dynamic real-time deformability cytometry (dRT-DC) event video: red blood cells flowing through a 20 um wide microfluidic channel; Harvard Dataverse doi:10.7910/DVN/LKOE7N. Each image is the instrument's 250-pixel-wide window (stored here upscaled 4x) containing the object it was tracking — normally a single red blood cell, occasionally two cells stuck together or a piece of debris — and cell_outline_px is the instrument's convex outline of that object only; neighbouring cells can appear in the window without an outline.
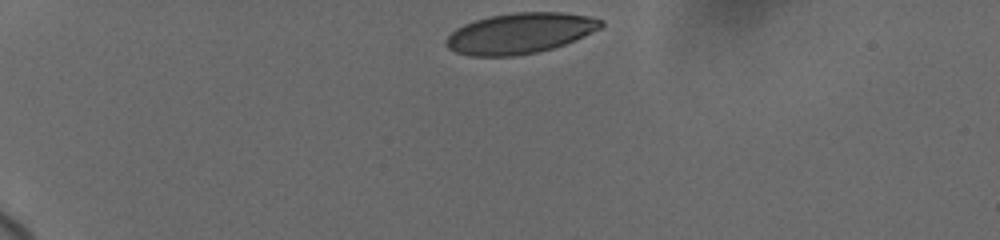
{"species": "human", "species_latin": "Homo sapiens", "temperature_condition": "cold", "stored_images_in_passage": 9, "camera_frame_rate_fps": 3000, "um_per_image_px": 0.085, "donor": {"sex": "female"}, "frame": {"image": 1, "passage_image": 1, "time_ms": 0.0, "image_size_px": [1000, 240], "cell_outline_px": [[604, 24], [600, 28], [576, 40], [552, 48], [536, 52], [512, 56], [468, 56], [456, 52], [448, 48], [444, 44], [444, 40], [456, 28], [464, 24], [476, 20], [492, 16], [516, 12], [564, 12], [588, 16], [604, 20]], "centroid_in_image_um": [44.19, 2.83], "position_along_channel_um": 40.8, "area_um2": 36.59}}
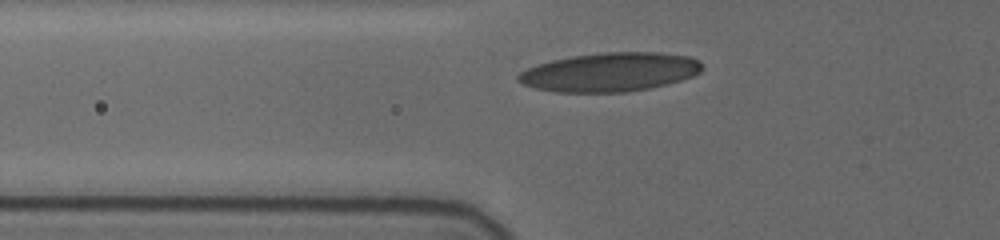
{"frame": {"image": 2, "passage_image": 7, "time_ms": 2.667, "image_size_px": [1000, 240], "cell_outline_px": [[704, 68], [700, 72], [692, 76], [668, 84], [648, 88], [624, 92], [556, 92], [536, 88], [524, 84], [516, 80], [516, 76], [520, 72], [536, 64], [552, 60], [572, 56], [604, 52], [660, 52], [688, 56], [700, 60]], "centroid_in_image_um": [51.86, 6.12], "position_along_channel_um": 73.9, "area_um2": 41.73}}